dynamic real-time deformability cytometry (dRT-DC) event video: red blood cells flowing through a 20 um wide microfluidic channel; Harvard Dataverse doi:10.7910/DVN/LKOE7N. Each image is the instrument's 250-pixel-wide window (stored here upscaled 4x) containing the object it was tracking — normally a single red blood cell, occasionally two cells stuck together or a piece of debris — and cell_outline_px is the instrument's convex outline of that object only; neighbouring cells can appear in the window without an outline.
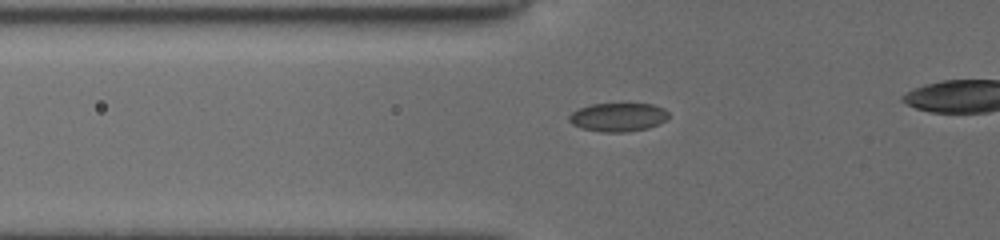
{"species": "common noctule bat (a hibernating species)", "species_latin": "Nyctalus noctula", "temperature_condition": "cold", "stored_images_in_passage": 31, "camera_frame_rate_fps": 3000, "um_per_image_px": 0.085, "animal": {"sex": "female", "body_mass_g": 19.5, "forearm_length_mm": 54.1}, "frame": {"image": 1, "passage_image": 3, "time_ms": 0.667, "image_size_px": [1000, 240], "cell_outline_px": [[668, 116], [664, 120], [648, 128], [624, 132], [600, 132], [580, 128], [572, 124], [568, 120], [568, 116], [572, 112], [580, 108], [592, 104], [652, 104], [664, 108], [668, 112]], "centroid_in_image_um": [52.49, 9.96], "position_along_channel_um": 73.3, "area_um2": 16.47}}
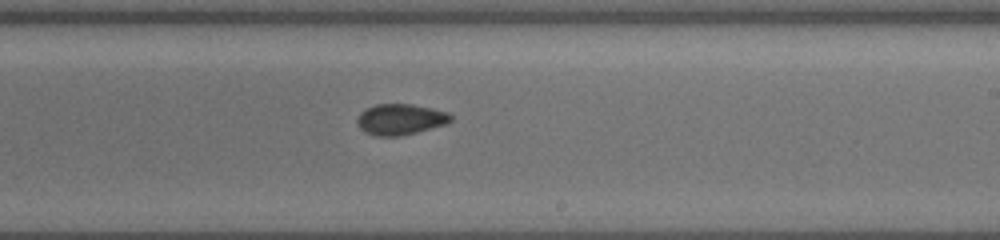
{"frame": {"image": 2, "passage_image": 17, "time_ms": 5.333, "image_size_px": [1000, 240], "cell_outline_px": [[452, 120], [448, 124], [400, 136], [376, 136], [360, 128], [356, 120], [360, 112], [364, 108], [376, 104], [412, 104], [432, 108], [448, 112], [452, 116]], "centroid_in_image_um": [34.05, 10.13], "position_along_channel_um": 255.0, "area_um2": 16.94}}
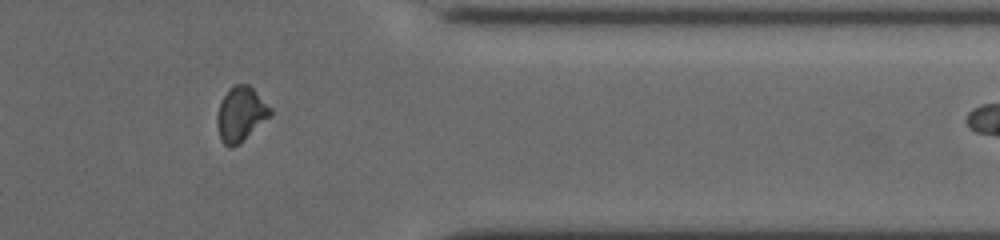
{"frame": {"image": 3, "passage_image": 28, "time_ms": 9.0, "image_size_px": [1000, 240], "cell_outline_px": [[272, 116], [240, 144], [232, 148], [228, 148], [220, 140], [216, 124], [216, 116], [220, 100], [236, 84], [248, 84], [272, 108]], "centroid_in_image_um": [20.47, 9.76], "position_along_channel_um": 390.9, "area_um2": 17.22}}